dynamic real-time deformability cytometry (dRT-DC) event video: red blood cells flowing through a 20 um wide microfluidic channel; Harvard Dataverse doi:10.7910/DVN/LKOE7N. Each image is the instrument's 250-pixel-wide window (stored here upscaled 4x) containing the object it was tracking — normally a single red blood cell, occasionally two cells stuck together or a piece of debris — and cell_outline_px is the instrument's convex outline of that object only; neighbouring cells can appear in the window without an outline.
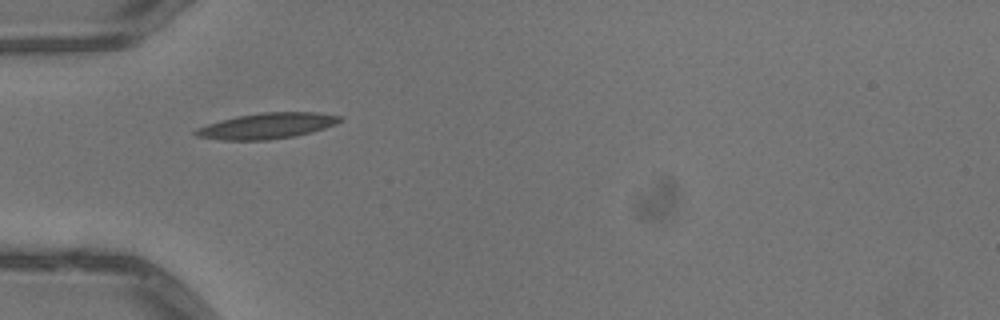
{"species": "common noctule bat (a hibernating species)", "species_latin": "Nyctalus noctula", "temperature_condition": "warm", "stored_images_in_passage": 5, "camera_frame_rate_fps": 3000, "um_per_image_px": 0.085, "animal": {"sex": "male", "body_mass_g": 13.3}, "frame": {"image": 1, "passage_image": 4, "time_ms": 1.0, "image_size_px": [1000, 320], "cell_outline_px": [[344, 120], [336, 124], [312, 132], [292, 136], [268, 140], [220, 140], [196, 136], [192, 132], [196, 128], [220, 120], [236, 116], [264, 112], [316, 112], [344, 116]], "centroid_in_image_um": [22.71, 10.69], "position_along_channel_um": 62.3, "area_um2": 21.79}}
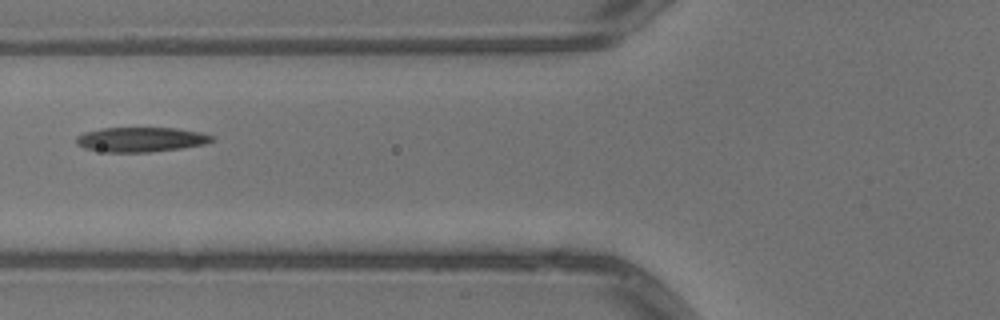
{"frame": {"image": 2, "passage_image": 5, "time_ms": 1.333, "image_size_px": [1000, 320], "cell_outline_px": [[216, 140], [204, 144], [180, 148], [148, 152], [108, 152], [84, 148], [76, 144], [76, 136], [84, 132], [104, 128], [176, 128], [200, 132], [216, 136]], "centroid_in_image_um": [12.0, 11.85], "position_along_channel_um": 113.8, "area_um2": 19.54}}